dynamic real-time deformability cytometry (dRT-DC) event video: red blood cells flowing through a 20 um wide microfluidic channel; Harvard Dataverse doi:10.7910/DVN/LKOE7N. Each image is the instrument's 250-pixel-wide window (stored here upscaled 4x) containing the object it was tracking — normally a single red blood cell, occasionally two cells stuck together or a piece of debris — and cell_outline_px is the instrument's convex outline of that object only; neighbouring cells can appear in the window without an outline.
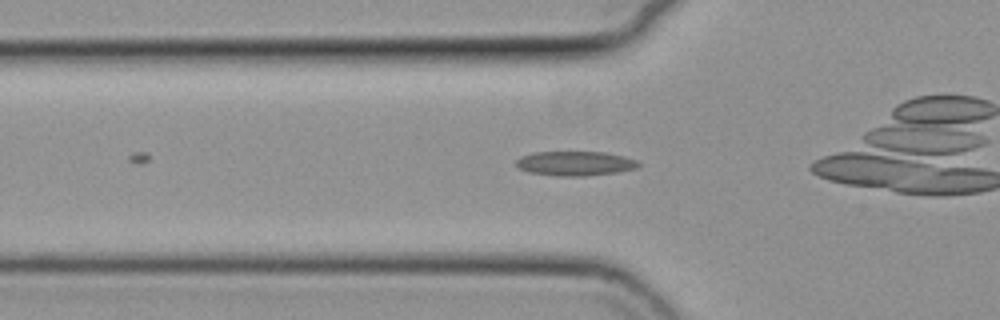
{"species": "common noctule bat (a hibernating species)", "species_latin": "Nyctalus noctula", "temperature_condition": "cold", "stored_images_in_passage": 39, "camera_frame_rate_fps": 3000, "um_per_image_px": 0.085, "animal": {"sex": "female", "body_mass_g": 19.3, "forearm_length_mm": 54.1}, "frame": {"image": 1, "passage_image": 4, "time_ms": 1.0, "image_size_px": [1000, 320], "cell_outline_px": [[640, 164], [636, 168], [620, 172], [584, 176], [556, 176], [528, 172], [516, 168], [516, 160], [520, 156], [532, 152], [604, 152], [624, 156], [636, 160]], "centroid_in_image_um": [48.85, 13.89], "position_along_channel_um": 77.0, "area_um2": 17.63}}
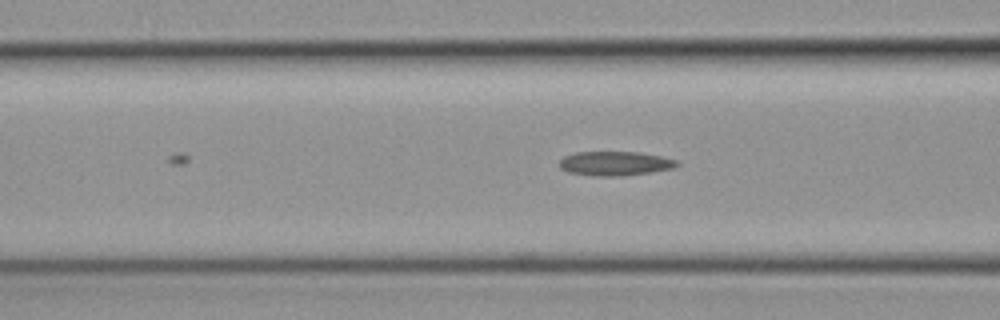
{"frame": {"image": 2, "passage_image": 7, "time_ms": 2.0, "image_size_px": [1000, 320], "cell_outline_px": [[680, 164], [676, 168], [652, 172], [620, 176], [596, 176], [568, 172], [560, 168], [560, 160], [564, 156], [576, 152], [640, 152], [660, 156], [676, 160]], "centroid_in_image_um": [52.3, 13.89], "position_along_channel_um": 114.3, "area_um2": 16.65}}
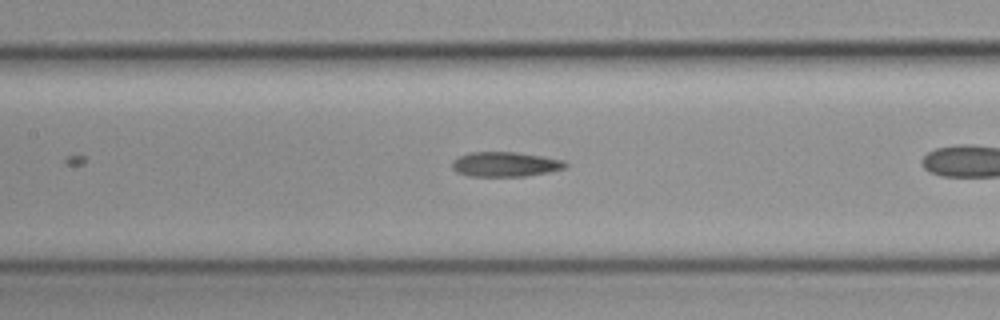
{"frame": {"image": 3, "passage_image": 11, "time_ms": 3.333, "image_size_px": [1000, 320], "cell_outline_px": [[568, 168], [528, 176], [468, 176], [456, 172], [452, 168], [452, 160], [460, 156], [472, 152], [516, 152], [564, 160], [568, 164]], "centroid_in_image_um": [42.96, 13.97], "position_along_channel_um": 164.4, "area_um2": 16.42}}